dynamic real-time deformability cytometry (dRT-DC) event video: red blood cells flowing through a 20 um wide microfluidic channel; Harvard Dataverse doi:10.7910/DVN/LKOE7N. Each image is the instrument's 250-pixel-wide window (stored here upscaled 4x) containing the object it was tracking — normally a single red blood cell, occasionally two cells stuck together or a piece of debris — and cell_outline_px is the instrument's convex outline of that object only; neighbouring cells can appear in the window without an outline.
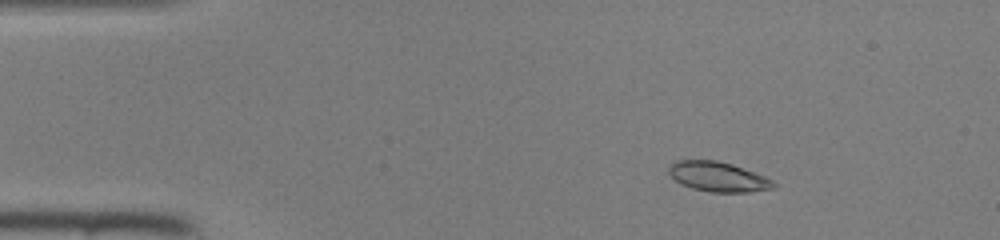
{"species": "common noctule bat (a hibernating species)", "species_latin": "Nyctalus noctula", "temperature_condition": "room temperature", "stored_images_in_passage": 46, "camera_frame_rate_fps": 3000, "um_per_image_px": 0.085, "animal": {"sex": "female", "body_mass_g": 22.0, "forearm_length_mm": 56.7}, "frame": {"image": 1, "passage_image": 6, "time_ms": 1.667, "image_size_px": [1000, 240], "cell_outline_px": [[776, 188], [748, 192], [712, 192], [692, 188], [680, 184], [668, 172], [668, 168], [676, 160], [716, 160], [732, 164], [764, 176], [772, 180], [776, 184]], "centroid_in_image_um": [61.04, 15.02], "position_along_channel_um": 24.0, "area_um2": 18.09}}
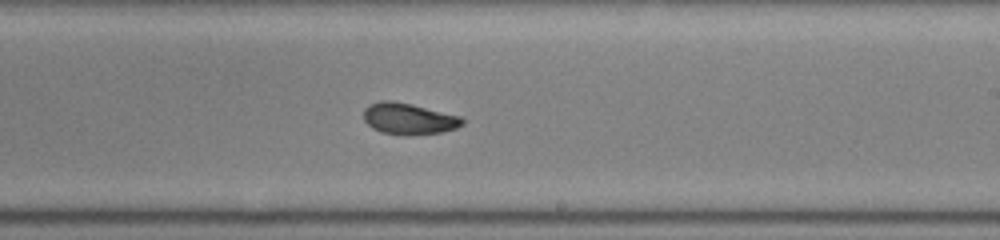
{"frame": {"image": 2, "passage_image": 27, "time_ms": 8.667, "image_size_px": [1000, 240], "cell_outline_px": [[464, 124], [456, 128], [440, 132], [408, 136], [400, 136], [380, 132], [372, 128], [364, 120], [364, 108], [368, 104], [380, 100], [392, 100], [412, 104], [460, 116], [464, 120]], "centroid_in_image_um": [34.71, 10.1], "position_along_channel_um": 254.3, "area_um2": 18.32}}
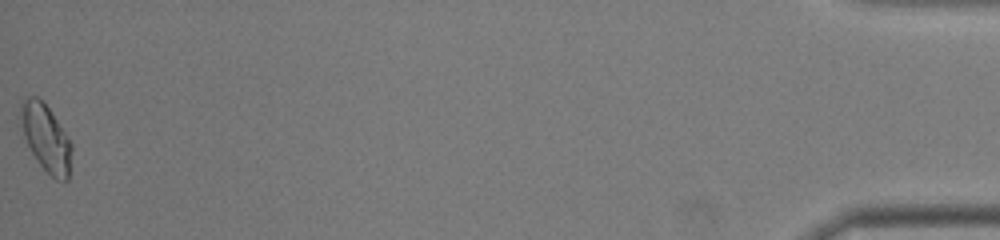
{"frame": {"image": 3, "passage_image": 46, "time_ms": 15.0, "image_size_px": [1000, 240], "cell_outline_px": [[72, 148], [68, 180], [56, 180], [36, 160], [20, 128], [20, 104], [28, 96], [36, 96], [48, 108], [68, 136], [72, 144]], "centroid_in_image_um": [3.9, 11.72], "position_along_channel_um": 431.3, "area_um2": 19.71}}